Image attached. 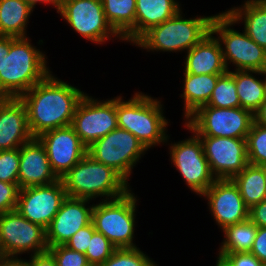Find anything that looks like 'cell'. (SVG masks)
<instances>
[{
    "label": "cell",
    "mask_w": 266,
    "mask_h": 266,
    "mask_svg": "<svg viewBox=\"0 0 266 266\" xmlns=\"http://www.w3.org/2000/svg\"><path fill=\"white\" fill-rule=\"evenodd\" d=\"M228 72L235 79L240 107L254 114L266 100L264 80L259 79L261 71L231 70ZM257 75L258 77H256Z\"/></svg>",
    "instance_id": "484cf974"
},
{
    "label": "cell",
    "mask_w": 266,
    "mask_h": 266,
    "mask_svg": "<svg viewBox=\"0 0 266 266\" xmlns=\"http://www.w3.org/2000/svg\"><path fill=\"white\" fill-rule=\"evenodd\" d=\"M48 248L46 230L40 225L30 222L16 210L0 214V255H35Z\"/></svg>",
    "instance_id": "8fae6325"
},
{
    "label": "cell",
    "mask_w": 266,
    "mask_h": 266,
    "mask_svg": "<svg viewBox=\"0 0 266 266\" xmlns=\"http://www.w3.org/2000/svg\"><path fill=\"white\" fill-rule=\"evenodd\" d=\"M232 180L238 186L242 199L249 209L266 199V179L263 166L248 163Z\"/></svg>",
    "instance_id": "83f0119b"
},
{
    "label": "cell",
    "mask_w": 266,
    "mask_h": 266,
    "mask_svg": "<svg viewBox=\"0 0 266 266\" xmlns=\"http://www.w3.org/2000/svg\"><path fill=\"white\" fill-rule=\"evenodd\" d=\"M263 264H266V227H258V231L250 251Z\"/></svg>",
    "instance_id": "f35d334b"
},
{
    "label": "cell",
    "mask_w": 266,
    "mask_h": 266,
    "mask_svg": "<svg viewBox=\"0 0 266 266\" xmlns=\"http://www.w3.org/2000/svg\"><path fill=\"white\" fill-rule=\"evenodd\" d=\"M0 266H28L26 259L15 256H0Z\"/></svg>",
    "instance_id": "b9f144b4"
},
{
    "label": "cell",
    "mask_w": 266,
    "mask_h": 266,
    "mask_svg": "<svg viewBox=\"0 0 266 266\" xmlns=\"http://www.w3.org/2000/svg\"><path fill=\"white\" fill-rule=\"evenodd\" d=\"M225 12L235 24L243 23L244 32L266 50V7L263 4L258 0H245L242 5Z\"/></svg>",
    "instance_id": "603a6c76"
},
{
    "label": "cell",
    "mask_w": 266,
    "mask_h": 266,
    "mask_svg": "<svg viewBox=\"0 0 266 266\" xmlns=\"http://www.w3.org/2000/svg\"><path fill=\"white\" fill-rule=\"evenodd\" d=\"M71 126L88 148L118 127L116 97L101 101L86 93L76 108Z\"/></svg>",
    "instance_id": "4fadbf2b"
},
{
    "label": "cell",
    "mask_w": 266,
    "mask_h": 266,
    "mask_svg": "<svg viewBox=\"0 0 266 266\" xmlns=\"http://www.w3.org/2000/svg\"><path fill=\"white\" fill-rule=\"evenodd\" d=\"M19 191L18 184L0 181V214L16 210Z\"/></svg>",
    "instance_id": "d590c367"
},
{
    "label": "cell",
    "mask_w": 266,
    "mask_h": 266,
    "mask_svg": "<svg viewBox=\"0 0 266 266\" xmlns=\"http://www.w3.org/2000/svg\"><path fill=\"white\" fill-rule=\"evenodd\" d=\"M94 232L95 227L91 222L87 226L81 228L76 234H74L64 246L73 251L85 254Z\"/></svg>",
    "instance_id": "8d00e7d4"
},
{
    "label": "cell",
    "mask_w": 266,
    "mask_h": 266,
    "mask_svg": "<svg viewBox=\"0 0 266 266\" xmlns=\"http://www.w3.org/2000/svg\"><path fill=\"white\" fill-rule=\"evenodd\" d=\"M233 26H236L235 22L225 11L215 14L211 21V32L217 35L221 44L227 71H230L231 63L234 70L263 71L266 68V50L244 30L239 32Z\"/></svg>",
    "instance_id": "52a82bcc"
},
{
    "label": "cell",
    "mask_w": 266,
    "mask_h": 266,
    "mask_svg": "<svg viewBox=\"0 0 266 266\" xmlns=\"http://www.w3.org/2000/svg\"><path fill=\"white\" fill-rule=\"evenodd\" d=\"M254 122V114L241 107L216 108L201 106L185 124L198 136L246 138Z\"/></svg>",
    "instance_id": "9c48e42d"
},
{
    "label": "cell",
    "mask_w": 266,
    "mask_h": 266,
    "mask_svg": "<svg viewBox=\"0 0 266 266\" xmlns=\"http://www.w3.org/2000/svg\"><path fill=\"white\" fill-rule=\"evenodd\" d=\"M183 75V91L180 96L184 99L183 120L185 121L199 107L208 103L218 78L223 74L183 73Z\"/></svg>",
    "instance_id": "cb8c5ba5"
},
{
    "label": "cell",
    "mask_w": 266,
    "mask_h": 266,
    "mask_svg": "<svg viewBox=\"0 0 266 266\" xmlns=\"http://www.w3.org/2000/svg\"><path fill=\"white\" fill-rule=\"evenodd\" d=\"M99 266H158L139 247L116 248L113 254Z\"/></svg>",
    "instance_id": "1f68e13d"
},
{
    "label": "cell",
    "mask_w": 266,
    "mask_h": 266,
    "mask_svg": "<svg viewBox=\"0 0 266 266\" xmlns=\"http://www.w3.org/2000/svg\"><path fill=\"white\" fill-rule=\"evenodd\" d=\"M163 101L147 93L136 92L128 100L116 97L117 125L132 133L145 148L168 143V119L164 116Z\"/></svg>",
    "instance_id": "3957f363"
},
{
    "label": "cell",
    "mask_w": 266,
    "mask_h": 266,
    "mask_svg": "<svg viewBox=\"0 0 266 266\" xmlns=\"http://www.w3.org/2000/svg\"><path fill=\"white\" fill-rule=\"evenodd\" d=\"M146 151L145 146L132 133L119 127L87 148V154L93 160L113 168L127 182Z\"/></svg>",
    "instance_id": "ba28073f"
},
{
    "label": "cell",
    "mask_w": 266,
    "mask_h": 266,
    "mask_svg": "<svg viewBox=\"0 0 266 266\" xmlns=\"http://www.w3.org/2000/svg\"><path fill=\"white\" fill-rule=\"evenodd\" d=\"M9 53V36H0V63L1 59Z\"/></svg>",
    "instance_id": "f6af8a7d"
},
{
    "label": "cell",
    "mask_w": 266,
    "mask_h": 266,
    "mask_svg": "<svg viewBox=\"0 0 266 266\" xmlns=\"http://www.w3.org/2000/svg\"><path fill=\"white\" fill-rule=\"evenodd\" d=\"M67 197L61 179L48 185L20 189L16 211L45 230Z\"/></svg>",
    "instance_id": "5bb4252c"
},
{
    "label": "cell",
    "mask_w": 266,
    "mask_h": 266,
    "mask_svg": "<svg viewBox=\"0 0 266 266\" xmlns=\"http://www.w3.org/2000/svg\"><path fill=\"white\" fill-rule=\"evenodd\" d=\"M184 60L183 73L202 75L227 72L221 44L212 32L187 51Z\"/></svg>",
    "instance_id": "44dd1931"
},
{
    "label": "cell",
    "mask_w": 266,
    "mask_h": 266,
    "mask_svg": "<svg viewBox=\"0 0 266 266\" xmlns=\"http://www.w3.org/2000/svg\"><path fill=\"white\" fill-rule=\"evenodd\" d=\"M254 122L266 126V100L254 113Z\"/></svg>",
    "instance_id": "ee69618b"
},
{
    "label": "cell",
    "mask_w": 266,
    "mask_h": 266,
    "mask_svg": "<svg viewBox=\"0 0 266 266\" xmlns=\"http://www.w3.org/2000/svg\"><path fill=\"white\" fill-rule=\"evenodd\" d=\"M59 178L53 172L46 149L37 137L20 146L18 186L20 189L30 186L48 185Z\"/></svg>",
    "instance_id": "d6986e66"
},
{
    "label": "cell",
    "mask_w": 266,
    "mask_h": 266,
    "mask_svg": "<svg viewBox=\"0 0 266 266\" xmlns=\"http://www.w3.org/2000/svg\"><path fill=\"white\" fill-rule=\"evenodd\" d=\"M249 219L257 227H266V199L249 209Z\"/></svg>",
    "instance_id": "ab89813d"
},
{
    "label": "cell",
    "mask_w": 266,
    "mask_h": 266,
    "mask_svg": "<svg viewBox=\"0 0 266 266\" xmlns=\"http://www.w3.org/2000/svg\"><path fill=\"white\" fill-rule=\"evenodd\" d=\"M203 106H211L216 108L240 107L235 79L228 71L218 78L211 98L209 99L208 103Z\"/></svg>",
    "instance_id": "f546056e"
},
{
    "label": "cell",
    "mask_w": 266,
    "mask_h": 266,
    "mask_svg": "<svg viewBox=\"0 0 266 266\" xmlns=\"http://www.w3.org/2000/svg\"><path fill=\"white\" fill-rule=\"evenodd\" d=\"M263 170H264L265 179H266V165H263Z\"/></svg>",
    "instance_id": "f907efd6"
},
{
    "label": "cell",
    "mask_w": 266,
    "mask_h": 266,
    "mask_svg": "<svg viewBox=\"0 0 266 266\" xmlns=\"http://www.w3.org/2000/svg\"><path fill=\"white\" fill-rule=\"evenodd\" d=\"M181 9L177 0H136L135 42L151 27L170 19Z\"/></svg>",
    "instance_id": "7402d4cb"
},
{
    "label": "cell",
    "mask_w": 266,
    "mask_h": 266,
    "mask_svg": "<svg viewBox=\"0 0 266 266\" xmlns=\"http://www.w3.org/2000/svg\"><path fill=\"white\" fill-rule=\"evenodd\" d=\"M37 138L44 145L50 166L59 179L87 154V147L71 125L45 131Z\"/></svg>",
    "instance_id": "e0dca14e"
},
{
    "label": "cell",
    "mask_w": 266,
    "mask_h": 266,
    "mask_svg": "<svg viewBox=\"0 0 266 266\" xmlns=\"http://www.w3.org/2000/svg\"><path fill=\"white\" fill-rule=\"evenodd\" d=\"M29 260L26 259L28 266H57L55 258L49 251L30 255Z\"/></svg>",
    "instance_id": "60d3db41"
},
{
    "label": "cell",
    "mask_w": 266,
    "mask_h": 266,
    "mask_svg": "<svg viewBox=\"0 0 266 266\" xmlns=\"http://www.w3.org/2000/svg\"><path fill=\"white\" fill-rule=\"evenodd\" d=\"M20 147L0 151V181L18 184Z\"/></svg>",
    "instance_id": "836d02e7"
},
{
    "label": "cell",
    "mask_w": 266,
    "mask_h": 266,
    "mask_svg": "<svg viewBox=\"0 0 266 266\" xmlns=\"http://www.w3.org/2000/svg\"><path fill=\"white\" fill-rule=\"evenodd\" d=\"M138 197L132 190L111 200L94 203L92 223L116 248L137 247L134 240Z\"/></svg>",
    "instance_id": "8992f818"
},
{
    "label": "cell",
    "mask_w": 266,
    "mask_h": 266,
    "mask_svg": "<svg viewBox=\"0 0 266 266\" xmlns=\"http://www.w3.org/2000/svg\"><path fill=\"white\" fill-rule=\"evenodd\" d=\"M183 16L182 9L170 19L151 27L133 45L147 52L189 51L211 32V16Z\"/></svg>",
    "instance_id": "5b68a950"
},
{
    "label": "cell",
    "mask_w": 266,
    "mask_h": 266,
    "mask_svg": "<svg viewBox=\"0 0 266 266\" xmlns=\"http://www.w3.org/2000/svg\"><path fill=\"white\" fill-rule=\"evenodd\" d=\"M7 97L0 91V104L6 99Z\"/></svg>",
    "instance_id": "c3c4849f"
},
{
    "label": "cell",
    "mask_w": 266,
    "mask_h": 266,
    "mask_svg": "<svg viewBox=\"0 0 266 266\" xmlns=\"http://www.w3.org/2000/svg\"><path fill=\"white\" fill-rule=\"evenodd\" d=\"M216 179H232L248 162L246 138L199 136Z\"/></svg>",
    "instance_id": "9a60e30c"
},
{
    "label": "cell",
    "mask_w": 266,
    "mask_h": 266,
    "mask_svg": "<svg viewBox=\"0 0 266 266\" xmlns=\"http://www.w3.org/2000/svg\"><path fill=\"white\" fill-rule=\"evenodd\" d=\"M32 138L24 102L6 98L0 104V151L19 148Z\"/></svg>",
    "instance_id": "ffe728a7"
},
{
    "label": "cell",
    "mask_w": 266,
    "mask_h": 266,
    "mask_svg": "<svg viewBox=\"0 0 266 266\" xmlns=\"http://www.w3.org/2000/svg\"><path fill=\"white\" fill-rule=\"evenodd\" d=\"M115 249L116 247L102 233L95 231L85 256L88 263L101 265L113 254Z\"/></svg>",
    "instance_id": "d6a6232c"
},
{
    "label": "cell",
    "mask_w": 266,
    "mask_h": 266,
    "mask_svg": "<svg viewBox=\"0 0 266 266\" xmlns=\"http://www.w3.org/2000/svg\"><path fill=\"white\" fill-rule=\"evenodd\" d=\"M216 258L217 260L215 266H234L232 262L221 253H218V256Z\"/></svg>",
    "instance_id": "bcb514c9"
},
{
    "label": "cell",
    "mask_w": 266,
    "mask_h": 266,
    "mask_svg": "<svg viewBox=\"0 0 266 266\" xmlns=\"http://www.w3.org/2000/svg\"><path fill=\"white\" fill-rule=\"evenodd\" d=\"M33 10H35V6L39 3H42V4H50L52 5L57 13L60 12L61 8H62V4H63V1L64 0H24Z\"/></svg>",
    "instance_id": "7bdbcfd3"
},
{
    "label": "cell",
    "mask_w": 266,
    "mask_h": 266,
    "mask_svg": "<svg viewBox=\"0 0 266 266\" xmlns=\"http://www.w3.org/2000/svg\"><path fill=\"white\" fill-rule=\"evenodd\" d=\"M101 2L109 25L124 42L133 45L135 43L136 0H101Z\"/></svg>",
    "instance_id": "d4e9b609"
},
{
    "label": "cell",
    "mask_w": 266,
    "mask_h": 266,
    "mask_svg": "<svg viewBox=\"0 0 266 266\" xmlns=\"http://www.w3.org/2000/svg\"><path fill=\"white\" fill-rule=\"evenodd\" d=\"M261 76H263L264 80V87H265V93H266V68L261 71Z\"/></svg>",
    "instance_id": "7dc6e473"
},
{
    "label": "cell",
    "mask_w": 266,
    "mask_h": 266,
    "mask_svg": "<svg viewBox=\"0 0 266 266\" xmlns=\"http://www.w3.org/2000/svg\"><path fill=\"white\" fill-rule=\"evenodd\" d=\"M249 164L266 165V126L253 122L246 137Z\"/></svg>",
    "instance_id": "4dcf8cb0"
},
{
    "label": "cell",
    "mask_w": 266,
    "mask_h": 266,
    "mask_svg": "<svg viewBox=\"0 0 266 266\" xmlns=\"http://www.w3.org/2000/svg\"><path fill=\"white\" fill-rule=\"evenodd\" d=\"M184 127L192 135L187 139L169 144L170 160L188 188L201 196L216 178L210 171L200 137L185 123Z\"/></svg>",
    "instance_id": "30bf717a"
},
{
    "label": "cell",
    "mask_w": 266,
    "mask_h": 266,
    "mask_svg": "<svg viewBox=\"0 0 266 266\" xmlns=\"http://www.w3.org/2000/svg\"><path fill=\"white\" fill-rule=\"evenodd\" d=\"M200 197L208 200L209 212L221 230L249 219V208L232 179H216Z\"/></svg>",
    "instance_id": "2e32d148"
},
{
    "label": "cell",
    "mask_w": 266,
    "mask_h": 266,
    "mask_svg": "<svg viewBox=\"0 0 266 266\" xmlns=\"http://www.w3.org/2000/svg\"><path fill=\"white\" fill-rule=\"evenodd\" d=\"M258 1L266 7V0H258Z\"/></svg>",
    "instance_id": "681fc988"
},
{
    "label": "cell",
    "mask_w": 266,
    "mask_h": 266,
    "mask_svg": "<svg viewBox=\"0 0 266 266\" xmlns=\"http://www.w3.org/2000/svg\"><path fill=\"white\" fill-rule=\"evenodd\" d=\"M69 197L94 200L116 199L125 195L130 184L113 168L86 154L61 178Z\"/></svg>",
    "instance_id": "277c9868"
},
{
    "label": "cell",
    "mask_w": 266,
    "mask_h": 266,
    "mask_svg": "<svg viewBox=\"0 0 266 266\" xmlns=\"http://www.w3.org/2000/svg\"><path fill=\"white\" fill-rule=\"evenodd\" d=\"M218 253L250 252L258 227L250 220L226 226Z\"/></svg>",
    "instance_id": "f1b7e54d"
},
{
    "label": "cell",
    "mask_w": 266,
    "mask_h": 266,
    "mask_svg": "<svg viewBox=\"0 0 266 266\" xmlns=\"http://www.w3.org/2000/svg\"><path fill=\"white\" fill-rule=\"evenodd\" d=\"M85 94L76 86L55 77L51 71L20 97L27 109L31 135L38 137L45 131L70 126Z\"/></svg>",
    "instance_id": "6da1fadb"
},
{
    "label": "cell",
    "mask_w": 266,
    "mask_h": 266,
    "mask_svg": "<svg viewBox=\"0 0 266 266\" xmlns=\"http://www.w3.org/2000/svg\"><path fill=\"white\" fill-rule=\"evenodd\" d=\"M48 251L55 258L57 266H86L85 254L73 251L64 245L49 247Z\"/></svg>",
    "instance_id": "e575fe53"
},
{
    "label": "cell",
    "mask_w": 266,
    "mask_h": 266,
    "mask_svg": "<svg viewBox=\"0 0 266 266\" xmlns=\"http://www.w3.org/2000/svg\"><path fill=\"white\" fill-rule=\"evenodd\" d=\"M91 200L67 196L46 229L48 247L65 245L81 228L92 222L94 203ZM90 204V205H89Z\"/></svg>",
    "instance_id": "ac0fdd59"
},
{
    "label": "cell",
    "mask_w": 266,
    "mask_h": 266,
    "mask_svg": "<svg viewBox=\"0 0 266 266\" xmlns=\"http://www.w3.org/2000/svg\"><path fill=\"white\" fill-rule=\"evenodd\" d=\"M58 14L76 33L94 44L103 45L113 37L123 41L107 22L101 0H64Z\"/></svg>",
    "instance_id": "7c38bea8"
},
{
    "label": "cell",
    "mask_w": 266,
    "mask_h": 266,
    "mask_svg": "<svg viewBox=\"0 0 266 266\" xmlns=\"http://www.w3.org/2000/svg\"><path fill=\"white\" fill-rule=\"evenodd\" d=\"M31 41L9 36V53L0 63V91L7 98H20L51 72L45 52Z\"/></svg>",
    "instance_id": "7a4b0ae2"
},
{
    "label": "cell",
    "mask_w": 266,
    "mask_h": 266,
    "mask_svg": "<svg viewBox=\"0 0 266 266\" xmlns=\"http://www.w3.org/2000/svg\"><path fill=\"white\" fill-rule=\"evenodd\" d=\"M225 255L234 266H262L263 263L251 252L221 253Z\"/></svg>",
    "instance_id": "74e56055"
},
{
    "label": "cell",
    "mask_w": 266,
    "mask_h": 266,
    "mask_svg": "<svg viewBox=\"0 0 266 266\" xmlns=\"http://www.w3.org/2000/svg\"><path fill=\"white\" fill-rule=\"evenodd\" d=\"M86 266H99V265L89 263V264H87Z\"/></svg>",
    "instance_id": "816d5d0a"
},
{
    "label": "cell",
    "mask_w": 266,
    "mask_h": 266,
    "mask_svg": "<svg viewBox=\"0 0 266 266\" xmlns=\"http://www.w3.org/2000/svg\"><path fill=\"white\" fill-rule=\"evenodd\" d=\"M31 13L24 0H0V36L27 37Z\"/></svg>",
    "instance_id": "4316f807"
}]
</instances>
